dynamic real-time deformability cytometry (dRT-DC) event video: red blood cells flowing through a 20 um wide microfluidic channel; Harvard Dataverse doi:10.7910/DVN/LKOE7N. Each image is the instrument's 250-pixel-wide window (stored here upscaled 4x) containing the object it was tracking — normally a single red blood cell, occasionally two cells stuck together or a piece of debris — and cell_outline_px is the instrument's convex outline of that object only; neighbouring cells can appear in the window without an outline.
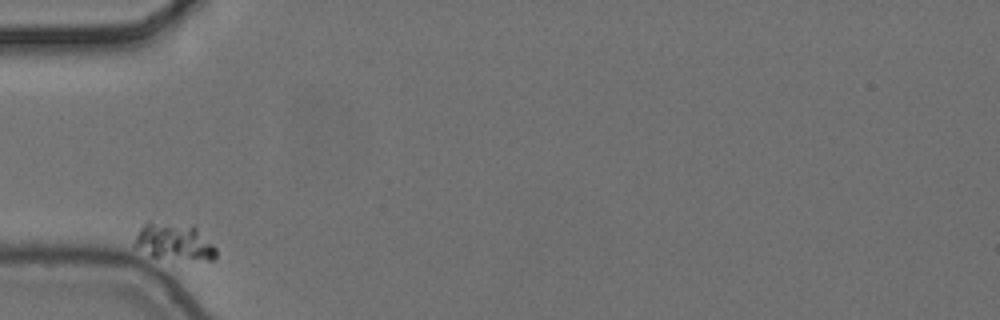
{"species": "common noctule bat (a hibernating species)", "species_latin": "Nyctalus noctula", "temperature_condition": "cold", "stored_images_in_passage": 5, "camera_frame_rate_fps": 3000, "um_per_image_px": 0.085, "animal": {"sex": "female", "body_mass_g": 24.6, "forearm_length_mm": 56.2}, "frame": {"image": 1, "passage_image": 1, "time_ms": 0.0, "image_size_px": [1000, 320], "cell_outline_px": [[216, 260], [208, 260], [152, 256], [136, 248], [132, 244], [140, 228], [148, 220], [196, 224], [216, 248]], "centroid_in_image_um": [14.82, 20.48], "position_along_channel_um": 70.2, "area_um2": 17.98}}
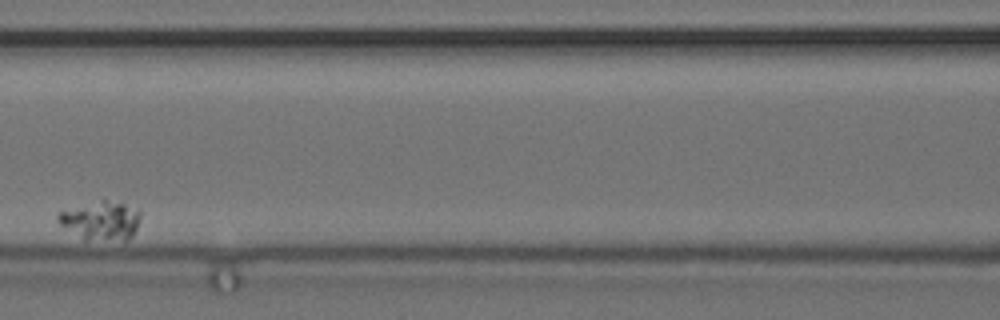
{"frame": {"image": 2, "passage_image": 4, "time_ms": 1.0, "image_size_px": [1000, 320], "cell_outline_px": [[140, 216], [136, 228], [132, 236], [128, 240], [84, 240], [60, 224], [56, 220], [56, 216], [60, 212], [100, 200], [104, 200], [124, 204], [140, 208]], "centroid_in_image_um": [8.61, 18.76], "position_along_channel_um": 158.0, "area_um2": 18.44}}
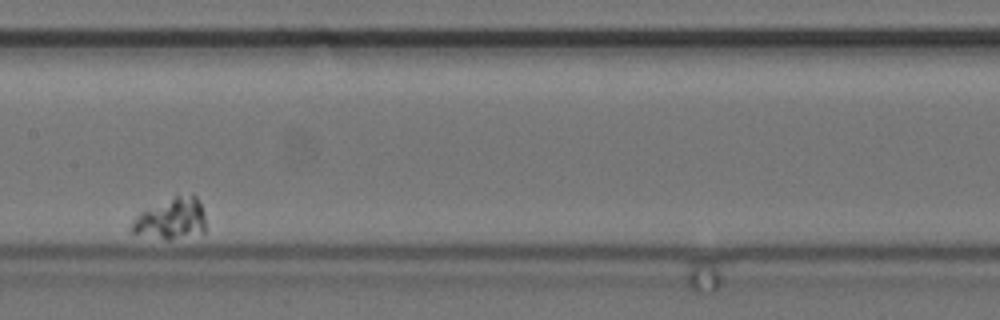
{"frame": {"image": 3, "passage_image": 5, "time_ms": 1.333, "image_size_px": [1000, 320], "cell_outline_px": [[204, 232], [168, 240], [132, 232], [132, 220], [140, 212], [176, 196], [192, 192], [196, 196], [204, 212]], "centroid_in_image_um": [14.58, 18.57], "position_along_channel_um": 192.8, "area_um2": 17.4}}